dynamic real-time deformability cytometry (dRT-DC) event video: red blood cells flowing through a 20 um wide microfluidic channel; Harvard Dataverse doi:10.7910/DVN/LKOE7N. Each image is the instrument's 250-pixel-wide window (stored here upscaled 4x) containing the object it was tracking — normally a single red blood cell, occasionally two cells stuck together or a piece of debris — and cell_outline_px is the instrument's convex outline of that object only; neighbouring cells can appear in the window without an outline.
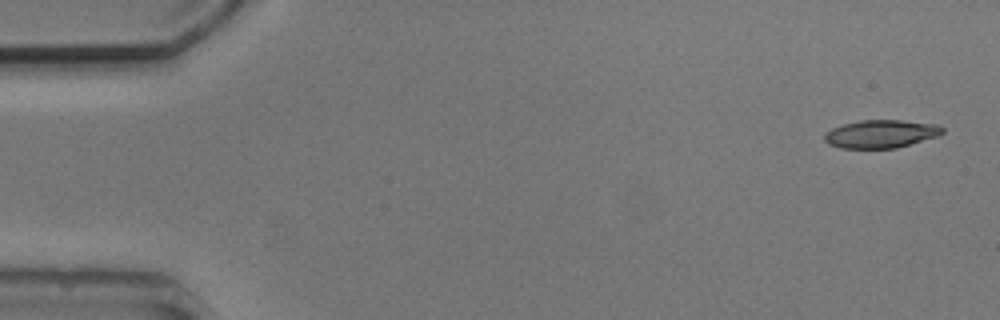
{"species": "common noctule bat (a hibernating species)", "species_latin": "Nyctalus noctula", "temperature_condition": "cold", "stored_images_in_passage": 5, "camera_frame_rate_fps": 3000, "um_per_image_px": 0.085, "animal": {"sex": "male", "body_mass_g": 20.5, "forearm_length_mm": 52.5}, "frame": {"image": 1, "passage_image": 1, "time_ms": 0.0, "image_size_px": [1000, 320], "cell_outline_px": [[944, 132], [940, 136], [896, 148], [840, 148], [828, 144], [824, 140], [824, 132], [832, 128], [844, 124], [860, 120], [900, 120], [940, 124], [944, 128]], "centroid_in_image_um": [74.91, 11.38], "position_along_channel_um": 10.1, "area_um2": 19.54}}